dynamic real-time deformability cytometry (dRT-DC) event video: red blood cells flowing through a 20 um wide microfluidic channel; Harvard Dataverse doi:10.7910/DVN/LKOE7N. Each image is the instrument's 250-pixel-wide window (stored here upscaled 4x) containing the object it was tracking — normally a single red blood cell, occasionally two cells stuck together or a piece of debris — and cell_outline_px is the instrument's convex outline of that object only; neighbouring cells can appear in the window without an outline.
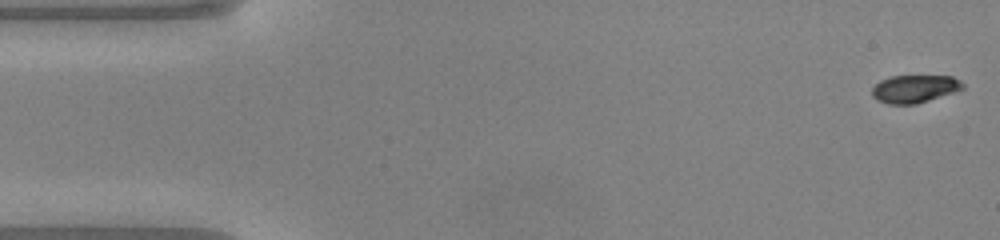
{"species": "common noctule bat (a hibernating species)", "species_latin": "Nyctalus noctula", "temperature_condition": "warm", "stored_images_in_passage": 49, "camera_frame_rate_fps": 3000, "um_per_image_px": 0.085, "animal": {"sex": "male", "body_mass_g": 20.0, "forearm_length_mm": 53.3}, "frame": {"image": 1, "passage_image": 1, "time_ms": 0.0, "image_size_px": [1000, 240], "cell_outline_px": [[964, 88], [916, 104], [888, 104], [876, 100], [872, 96], [872, 88], [880, 80], [892, 76], [952, 76], [960, 80], [964, 84]], "centroid_in_image_um": [77.71, 7.54], "position_along_channel_um": 7.3, "area_um2": 14.57}}
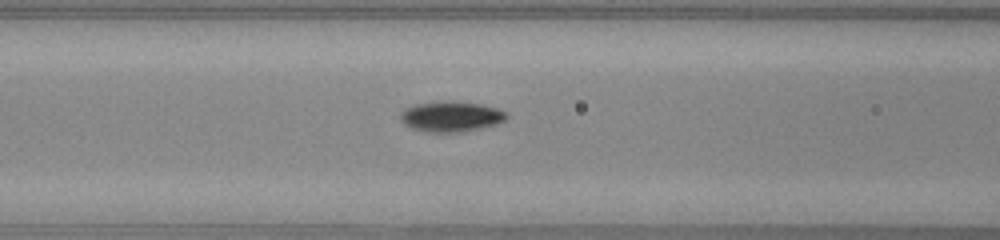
{"frame": {"image": 2, "passage_image": 19, "time_ms": 6.0, "image_size_px": [1000, 240], "cell_outline_px": [[508, 116], [504, 120], [496, 124], [480, 128], [460, 132], [428, 132], [412, 128], [404, 124], [400, 120], [400, 112], [404, 108], [412, 104], [448, 100], [452, 100], [480, 104], [496, 108], [508, 112]], "centroid_in_image_um": [38.3, 9.88], "position_along_channel_um": 128.3, "area_um2": 19.02}}
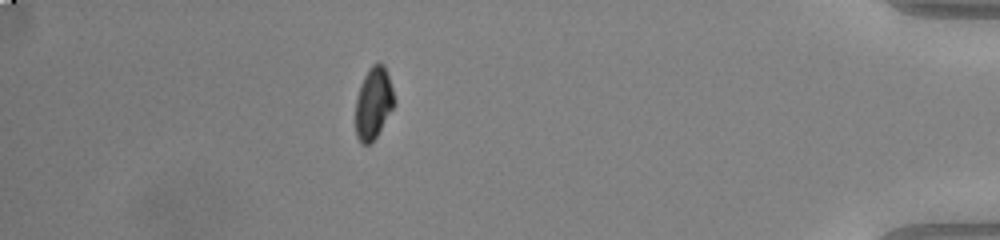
{"frame": {"image": 3, "passage_image": 43, "time_ms": 14.0, "image_size_px": [1000, 240], "cell_outline_px": [[396, 104], [376, 136], [368, 144], [360, 144], [356, 136], [356, 100], [360, 84], [368, 68], [372, 64], [380, 60], [384, 64], [396, 100]], "centroid_in_image_um": [31.75, 8.73], "position_along_channel_um": 403.4, "area_um2": 16.36}, "authors_computed_cell_mechanics": {"area_um2": 16.762, "velocity_mm_per_s": 4.1034, "shape_relaxation_time_tau1_ms": 1.8362, "shape_relaxation_time_tau2_ms": null, "deformation_change_tau1": 0.1417, "deformation_change_tau2": null}}